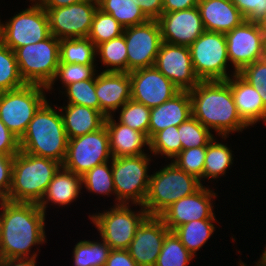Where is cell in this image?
I'll return each mask as SVG.
<instances>
[{
    "mask_svg": "<svg viewBox=\"0 0 266 266\" xmlns=\"http://www.w3.org/2000/svg\"><path fill=\"white\" fill-rule=\"evenodd\" d=\"M95 67V65L59 63L55 77L51 84L47 87V91L53 89L52 85H54L58 78L63 84V87H66L71 83L90 80L95 76V74H97Z\"/></svg>",
    "mask_w": 266,
    "mask_h": 266,
    "instance_id": "obj_43",
    "label": "cell"
},
{
    "mask_svg": "<svg viewBox=\"0 0 266 266\" xmlns=\"http://www.w3.org/2000/svg\"><path fill=\"white\" fill-rule=\"evenodd\" d=\"M96 54L100 55L101 63L107 67L103 72H127V47L124 34L99 44L96 47Z\"/></svg>",
    "mask_w": 266,
    "mask_h": 266,
    "instance_id": "obj_32",
    "label": "cell"
},
{
    "mask_svg": "<svg viewBox=\"0 0 266 266\" xmlns=\"http://www.w3.org/2000/svg\"><path fill=\"white\" fill-rule=\"evenodd\" d=\"M58 110H61L68 139L95 132L105 125L106 116L87 106L67 104Z\"/></svg>",
    "mask_w": 266,
    "mask_h": 266,
    "instance_id": "obj_26",
    "label": "cell"
},
{
    "mask_svg": "<svg viewBox=\"0 0 266 266\" xmlns=\"http://www.w3.org/2000/svg\"><path fill=\"white\" fill-rule=\"evenodd\" d=\"M110 250V246L103 240H81L73 249L74 266H105Z\"/></svg>",
    "mask_w": 266,
    "mask_h": 266,
    "instance_id": "obj_33",
    "label": "cell"
},
{
    "mask_svg": "<svg viewBox=\"0 0 266 266\" xmlns=\"http://www.w3.org/2000/svg\"><path fill=\"white\" fill-rule=\"evenodd\" d=\"M139 7L149 20H157L163 13V0H138Z\"/></svg>",
    "mask_w": 266,
    "mask_h": 266,
    "instance_id": "obj_49",
    "label": "cell"
},
{
    "mask_svg": "<svg viewBox=\"0 0 266 266\" xmlns=\"http://www.w3.org/2000/svg\"><path fill=\"white\" fill-rule=\"evenodd\" d=\"M182 150L192 147L207 146L214 138L209 129L193 116L178 126Z\"/></svg>",
    "mask_w": 266,
    "mask_h": 266,
    "instance_id": "obj_40",
    "label": "cell"
},
{
    "mask_svg": "<svg viewBox=\"0 0 266 266\" xmlns=\"http://www.w3.org/2000/svg\"><path fill=\"white\" fill-rule=\"evenodd\" d=\"M213 190L202 185L196 192L179 199L166 208L159 217L167 228L173 232L178 226L193 220L216 219L213 203L216 196ZM213 205V206H212Z\"/></svg>",
    "mask_w": 266,
    "mask_h": 266,
    "instance_id": "obj_17",
    "label": "cell"
},
{
    "mask_svg": "<svg viewBox=\"0 0 266 266\" xmlns=\"http://www.w3.org/2000/svg\"><path fill=\"white\" fill-rule=\"evenodd\" d=\"M169 232L159 216H147L143 220L127 249L138 266H155L164 238Z\"/></svg>",
    "mask_w": 266,
    "mask_h": 266,
    "instance_id": "obj_19",
    "label": "cell"
},
{
    "mask_svg": "<svg viewBox=\"0 0 266 266\" xmlns=\"http://www.w3.org/2000/svg\"><path fill=\"white\" fill-rule=\"evenodd\" d=\"M202 185L199 179L179 169L171 161L151 174L143 207L148 216H159L171 204L193 194Z\"/></svg>",
    "mask_w": 266,
    "mask_h": 266,
    "instance_id": "obj_5",
    "label": "cell"
},
{
    "mask_svg": "<svg viewBox=\"0 0 266 266\" xmlns=\"http://www.w3.org/2000/svg\"><path fill=\"white\" fill-rule=\"evenodd\" d=\"M96 56V46L88 37L60 40L59 63L94 65Z\"/></svg>",
    "mask_w": 266,
    "mask_h": 266,
    "instance_id": "obj_30",
    "label": "cell"
},
{
    "mask_svg": "<svg viewBox=\"0 0 266 266\" xmlns=\"http://www.w3.org/2000/svg\"><path fill=\"white\" fill-rule=\"evenodd\" d=\"M119 110V123L143 132L149 138V118L151 108L130 99Z\"/></svg>",
    "mask_w": 266,
    "mask_h": 266,
    "instance_id": "obj_38",
    "label": "cell"
},
{
    "mask_svg": "<svg viewBox=\"0 0 266 266\" xmlns=\"http://www.w3.org/2000/svg\"><path fill=\"white\" fill-rule=\"evenodd\" d=\"M19 151V139L0 120V154L15 156Z\"/></svg>",
    "mask_w": 266,
    "mask_h": 266,
    "instance_id": "obj_47",
    "label": "cell"
},
{
    "mask_svg": "<svg viewBox=\"0 0 266 266\" xmlns=\"http://www.w3.org/2000/svg\"><path fill=\"white\" fill-rule=\"evenodd\" d=\"M97 3L98 9L113 16L125 28L149 20L141 11L138 0H97Z\"/></svg>",
    "mask_w": 266,
    "mask_h": 266,
    "instance_id": "obj_29",
    "label": "cell"
},
{
    "mask_svg": "<svg viewBox=\"0 0 266 266\" xmlns=\"http://www.w3.org/2000/svg\"><path fill=\"white\" fill-rule=\"evenodd\" d=\"M49 20L50 34L61 39L88 37L97 0H83L69 6L44 8Z\"/></svg>",
    "mask_w": 266,
    "mask_h": 266,
    "instance_id": "obj_13",
    "label": "cell"
},
{
    "mask_svg": "<svg viewBox=\"0 0 266 266\" xmlns=\"http://www.w3.org/2000/svg\"><path fill=\"white\" fill-rule=\"evenodd\" d=\"M68 140L61 113L51 107L47 100L29 122L19 145L23 152L63 164Z\"/></svg>",
    "mask_w": 266,
    "mask_h": 266,
    "instance_id": "obj_3",
    "label": "cell"
},
{
    "mask_svg": "<svg viewBox=\"0 0 266 266\" xmlns=\"http://www.w3.org/2000/svg\"><path fill=\"white\" fill-rule=\"evenodd\" d=\"M262 60L266 62V39H264L263 42V55H262Z\"/></svg>",
    "mask_w": 266,
    "mask_h": 266,
    "instance_id": "obj_55",
    "label": "cell"
},
{
    "mask_svg": "<svg viewBox=\"0 0 266 266\" xmlns=\"http://www.w3.org/2000/svg\"><path fill=\"white\" fill-rule=\"evenodd\" d=\"M62 166L56 160L19 151L14 156L8 201L39 204L55 173Z\"/></svg>",
    "mask_w": 266,
    "mask_h": 266,
    "instance_id": "obj_4",
    "label": "cell"
},
{
    "mask_svg": "<svg viewBox=\"0 0 266 266\" xmlns=\"http://www.w3.org/2000/svg\"><path fill=\"white\" fill-rule=\"evenodd\" d=\"M44 90L47 92L44 86L25 84L0 92V120L19 140L35 113L47 101Z\"/></svg>",
    "mask_w": 266,
    "mask_h": 266,
    "instance_id": "obj_8",
    "label": "cell"
},
{
    "mask_svg": "<svg viewBox=\"0 0 266 266\" xmlns=\"http://www.w3.org/2000/svg\"><path fill=\"white\" fill-rule=\"evenodd\" d=\"M80 1H83V0H41L39 4L43 8H58V7L69 6L71 4H74Z\"/></svg>",
    "mask_w": 266,
    "mask_h": 266,
    "instance_id": "obj_52",
    "label": "cell"
},
{
    "mask_svg": "<svg viewBox=\"0 0 266 266\" xmlns=\"http://www.w3.org/2000/svg\"><path fill=\"white\" fill-rule=\"evenodd\" d=\"M113 118L112 115L105 119L112 156L118 158L146 154L143 147L147 145L149 148V138L143 132L116 122Z\"/></svg>",
    "mask_w": 266,
    "mask_h": 266,
    "instance_id": "obj_25",
    "label": "cell"
},
{
    "mask_svg": "<svg viewBox=\"0 0 266 266\" xmlns=\"http://www.w3.org/2000/svg\"><path fill=\"white\" fill-rule=\"evenodd\" d=\"M32 1L33 3H39L41 0H30Z\"/></svg>",
    "mask_w": 266,
    "mask_h": 266,
    "instance_id": "obj_56",
    "label": "cell"
},
{
    "mask_svg": "<svg viewBox=\"0 0 266 266\" xmlns=\"http://www.w3.org/2000/svg\"><path fill=\"white\" fill-rule=\"evenodd\" d=\"M189 49L193 70L200 81H224L232 76L226 71L229 58L224 33L205 30Z\"/></svg>",
    "mask_w": 266,
    "mask_h": 266,
    "instance_id": "obj_9",
    "label": "cell"
},
{
    "mask_svg": "<svg viewBox=\"0 0 266 266\" xmlns=\"http://www.w3.org/2000/svg\"><path fill=\"white\" fill-rule=\"evenodd\" d=\"M49 35L48 15L39 3H32L5 24L0 20V42L13 51L45 40Z\"/></svg>",
    "mask_w": 266,
    "mask_h": 266,
    "instance_id": "obj_11",
    "label": "cell"
},
{
    "mask_svg": "<svg viewBox=\"0 0 266 266\" xmlns=\"http://www.w3.org/2000/svg\"><path fill=\"white\" fill-rule=\"evenodd\" d=\"M216 138L207 145L203 178L216 179L225 175L227 169L233 164V154L227 145L216 142Z\"/></svg>",
    "mask_w": 266,
    "mask_h": 266,
    "instance_id": "obj_31",
    "label": "cell"
},
{
    "mask_svg": "<svg viewBox=\"0 0 266 266\" xmlns=\"http://www.w3.org/2000/svg\"><path fill=\"white\" fill-rule=\"evenodd\" d=\"M207 146L192 147L182 150L173 160L179 169L202 181Z\"/></svg>",
    "mask_w": 266,
    "mask_h": 266,
    "instance_id": "obj_42",
    "label": "cell"
},
{
    "mask_svg": "<svg viewBox=\"0 0 266 266\" xmlns=\"http://www.w3.org/2000/svg\"><path fill=\"white\" fill-rule=\"evenodd\" d=\"M246 21L258 22L266 15V0H231Z\"/></svg>",
    "mask_w": 266,
    "mask_h": 266,
    "instance_id": "obj_45",
    "label": "cell"
},
{
    "mask_svg": "<svg viewBox=\"0 0 266 266\" xmlns=\"http://www.w3.org/2000/svg\"><path fill=\"white\" fill-rule=\"evenodd\" d=\"M199 0H163V12H174L197 7Z\"/></svg>",
    "mask_w": 266,
    "mask_h": 266,
    "instance_id": "obj_50",
    "label": "cell"
},
{
    "mask_svg": "<svg viewBox=\"0 0 266 266\" xmlns=\"http://www.w3.org/2000/svg\"><path fill=\"white\" fill-rule=\"evenodd\" d=\"M82 185L90 193L110 195L115 194L112 177V166L109 161L90 169L82 176Z\"/></svg>",
    "mask_w": 266,
    "mask_h": 266,
    "instance_id": "obj_37",
    "label": "cell"
},
{
    "mask_svg": "<svg viewBox=\"0 0 266 266\" xmlns=\"http://www.w3.org/2000/svg\"><path fill=\"white\" fill-rule=\"evenodd\" d=\"M109 135L104 125L99 130L68 140L66 158L62 166L83 176L90 169L111 161Z\"/></svg>",
    "mask_w": 266,
    "mask_h": 266,
    "instance_id": "obj_12",
    "label": "cell"
},
{
    "mask_svg": "<svg viewBox=\"0 0 266 266\" xmlns=\"http://www.w3.org/2000/svg\"><path fill=\"white\" fill-rule=\"evenodd\" d=\"M109 211L89 215L90 221L96 226L101 239L111 249L127 250L133 240L135 231L143 220L148 216L143 205L136 213L129 204L113 205Z\"/></svg>",
    "mask_w": 266,
    "mask_h": 266,
    "instance_id": "obj_10",
    "label": "cell"
},
{
    "mask_svg": "<svg viewBox=\"0 0 266 266\" xmlns=\"http://www.w3.org/2000/svg\"><path fill=\"white\" fill-rule=\"evenodd\" d=\"M216 219L193 220L189 223L178 226L173 232L180 239L186 249L196 256V251H199L209 238L214 234L215 225L213 222Z\"/></svg>",
    "mask_w": 266,
    "mask_h": 266,
    "instance_id": "obj_28",
    "label": "cell"
},
{
    "mask_svg": "<svg viewBox=\"0 0 266 266\" xmlns=\"http://www.w3.org/2000/svg\"><path fill=\"white\" fill-rule=\"evenodd\" d=\"M154 66L181 91H190L200 82L193 70L189 46L162 42Z\"/></svg>",
    "mask_w": 266,
    "mask_h": 266,
    "instance_id": "obj_18",
    "label": "cell"
},
{
    "mask_svg": "<svg viewBox=\"0 0 266 266\" xmlns=\"http://www.w3.org/2000/svg\"><path fill=\"white\" fill-rule=\"evenodd\" d=\"M14 156L0 154V199L8 201L12 184V169Z\"/></svg>",
    "mask_w": 266,
    "mask_h": 266,
    "instance_id": "obj_46",
    "label": "cell"
},
{
    "mask_svg": "<svg viewBox=\"0 0 266 266\" xmlns=\"http://www.w3.org/2000/svg\"><path fill=\"white\" fill-rule=\"evenodd\" d=\"M97 75V76H96ZM95 75V93L99 100V111L112 116L131 99V80L127 72H100Z\"/></svg>",
    "mask_w": 266,
    "mask_h": 266,
    "instance_id": "obj_21",
    "label": "cell"
},
{
    "mask_svg": "<svg viewBox=\"0 0 266 266\" xmlns=\"http://www.w3.org/2000/svg\"><path fill=\"white\" fill-rule=\"evenodd\" d=\"M36 258H0V266H36Z\"/></svg>",
    "mask_w": 266,
    "mask_h": 266,
    "instance_id": "obj_51",
    "label": "cell"
},
{
    "mask_svg": "<svg viewBox=\"0 0 266 266\" xmlns=\"http://www.w3.org/2000/svg\"><path fill=\"white\" fill-rule=\"evenodd\" d=\"M238 74L258 91L266 109V62L262 59L255 61Z\"/></svg>",
    "mask_w": 266,
    "mask_h": 266,
    "instance_id": "obj_44",
    "label": "cell"
},
{
    "mask_svg": "<svg viewBox=\"0 0 266 266\" xmlns=\"http://www.w3.org/2000/svg\"><path fill=\"white\" fill-rule=\"evenodd\" d=\"M193 257L176 234L170 231L164 238L155 266H188Z\"/></svg>",
    "mask_w": 266,
    "mask_h": 266,
    "instance_id": "obj_34",
    "label": "cell"
},
{
    "mask_svg": "<svg viewBox=\"0 0 266 266\" xmlns=\"http://www.w3.org/2000/svg\"><path fill=\"white\" fill-rule=\"evenodd\" d=\"M68 104L87 106L99 111V100L95 93V76L90 80L71 83L64 88Z\"/></svg>",
    "mask_w": 266,
    "mask_h": 266,
    "instance_id": "obj_41",
    "label": "cell"
},
{
    "mask_svg": "<svg viewBox=\"0 0 266 266\" xmlns=\"http://www.w3.org/2000/svg\"><path fill=\"white\" fill-rule=\"evenodd\" d=\"M192 117V102L189 91H180L170 100L151 108L149 140L169 126H179Z\"/></svg>",
    "mask_w": 266,
    "mask_h": 266,
    "instance_id": "obj_22",
    "label": "cell"
},
{
    "mask_svg": "<svg viewBox=\"0 0 266 266\" xmlns=\"http://www.w3.org/2000/svg\"><path fill=\"white\" fill-rule=\"evenodd\" d=\"M192 116L207 129L224 138L232 132H242L249 127L240 117L234 103L229 83L200 81L189 91Z\"/></svg>",
    "mask_w": 266,
    "mask_h": 266,
    "instance_id": "obj_2",
    "label": "cell"
},
{
    "mask_svg": "<svg viewBox=\"0 0 266 266\" xmlns=\"http://www.w3.org/2000/svg\"><path fill=\"white\" fill-rule=\"evenodd\" d=\"M129 75L131 99L149 108L161 105L181 91L155 66L132 71Z\"/></svg>",
    "mask_w": 266,
    "mask_h": 266,
    "instance_id": "obj_16",
    "label": "cell"
},
{
    "mask_svg": "<svg viewBox=\"0 0 266 266\" xmlns=\"http://www.w3.org/2000/svg\"><path fill=\"white\" fill-rule=\"evenodd\" d=\"M123 27L113 16L97 9L88 34V38L97 47L99 44L109 41L124 33Z\"/></svg>",
    "mask_w": 266,
    "mask_h": 266,
    "instance_id": "obj_35",
    "label": "cell"
},
{
    "mask_svg": "<svg viewBox=\"0 0 266 266\" xmlns=\"http://www.w3.org/2000/svg\"><path fill=\"white\" fill-rule=\"evenodd\" d=\"M197 7L206 31L225 34L246 20L231 0H199Z\"/></svg>",
    "mask_w": 266,
    "mask_h": 266,
    "instance_id": "obj_23",
    "label": "cell"
},
{
    "mask_svg": "<svg viewBox=\"0 0 266 266\" xmlns=\"http://www.w3.org/2000/svg\"><path fill=\"white\" fill-rule=\"evenodd\" d=\"M105 266H138L128 250L111 249Z\"/></svg>",
    "mask_w": 266,
    "mask_h": 266,
    "instance_id": "obj_48",
    "label": "cell"
},
{
    "mask_svg": "<svg viewBox=\"0 0 266 266\" xmlns=\"http://www.w3.org/2000/svg\"><path fill=\"white\" fill-rule=\"evenodd\" d=\"M123 34L127 47V73L154 66L163 42L158 21L148 20L126 27Z\"/></svg>",
    "mask_w": 266,
    "mask_h": 266,
    "instance_id": "obj_14",
    "label": "cell"
},
{
    "mask_svg": "<svg viewBox=\"0 0 266 266\" xmlns=\"http://www.w3.org/2000/svg\"><path fill=\"white\" fill-rule=\"evenodd\" d=\"M127 156L111 159L116 205H143L151 175H148L151 156ZM150 156V157H149Z\"/></svg>",
    "mask_w": 266,
    "mask_h": 266,
    "instance_id": "obj_7",
    "label": "cell"
},
{
    "mask_svg": "<svg viewBox=\"0 0 266 266\" xmlns=\"http://www.w3.org/2000/svg\"><path fill=\"white\" fill-rule=\"evenodd\" d=\"M162 41L190 46L204 31L198 7L174 12H163L157 19Z\"/></svg>",
    "mask_w": 266,
    "mask_h": 266,
    "instance_id": "obj_20",
    "label": "cell"
},
{
    "mask_svg": "<svg viewBox=\"0 0 266 266\" xmlns=\"http://www.w3.org/2000/svg\"><path fill=\"white\" fill-rule=\"evenodd\" d=\"M0 211V258L37 257L30 252L32 246L46 242L43 210L35 203L0 199Z\"/></svg>",
    "mask_w": 266,
    "mask_h": 266,
    "instance_id": "obj_1",
    "label": "cell"
},
{
    "mask_svg": "<svg viewBox=\"0 0 266 266\" xmlns=\"http://www.w3.org/2000/svg\"><path fill=\"white\" fill-rule=\"evenodd\" d=\"M231 88L234 103L241 119L248 125L260 122L266 124V109L258 91L238 73L226 80Z\"/></svg>",
    "mask_w": 266,
    "mask_h": 266,
    "instance_id": "obj_24",
    "label": "cell"
},
{
    "mask_svg": "<svg viewBox=\"0 0 266 266\" xmlns=\"http://www.w3.org/2000/svg\"><path fill=\"white\" fill-rule=\"evenodd\" d=\"M25 84L14 51L0 42V92L14 90Z\"/></svg>",
    "mask_w": 266,
    "mask_h": 266,
    "instance_id": "obj_36",
    "label": "cell"
},
{
    "mask_svg": "<svg viewBox=\"0 0 266 266\" xmlns=\"http://www.w3.org/2000/svg\"><path fill=\"white\" fill-rule=\"evenodd\" d=\"M257 265L255 266H266V263L260 258L258 262H256ZM240 266H246V264H244V262H240L239 263Z\"/></svg>",
    "mask_w": 266,
    "mask_h": 266,
    "instance_id": "obj_54",
    "label": "cell"
},
{
    "mask_svg": "<svg viewBox=\"0 0 266 266\" xmlns=\"http://www.w3.org/2000/svg\"><path fill=\"white\" fill-rule=\"evenodd\" d=\"M225 37L229 62L234 67L233 75L262 59L264 39L257 22L245 20L240 26L225 33Z\"/></svg>",
    "mask_w": 266,
    "mask_h": 266,
    "instance_id": "obj_15",
    "label": "cell"
},
{
    "mask_svg": "<svg viewBox=\"0 0 266 266\" xmlns=\"http://www.w3.org/2000/svg\"><path fill=\"white\" fill-rule=\"evenodd\" d=\"M59 49L60 40L51 34L38 43L16 48L14 53L24 82L47 88L59 66Z\"/></svg>",
    "mask_w": 266,
    "mask_h": 266,
    "instance_id": "obj_6",
    "label": "cell"
},
{
    "mask_svg": "<svg viewBox=\"0 0 266 266\" xmlns=\"http://www.w3.org/2000/svg\"><path fill=\"white\" fill-rule=\"evenodd\" d=\"M82 189V176L76 175L63 166L55 173L38 206L46 213L50 202L58 206L71 204L79 197Z\"/></svg>",
    "mask_w": 266,
    "mask_h": 266,
    "instance_id": "obj_27",
    "label": "cell"
},
{
    "mask_svg": "<svg viewBox=\"0 0 266 266\" xmlns=\"http://www.w3.org/2000/svg\"><path fill=\"white\" fill-rule=\"evenodd\" d=\"M149 150L152 155H165L168 159L176 157L182 151L178 127L169 126L157 132L150 140Z\"/></svg>",
    "mask_w": 266,
    "mask_h": 266,
    "instance_id": "obj_39",
    "label": "cell"
},
{
    "mask_svg": "<svg viewBox=\"0 0 266 266\" xmlns=\"http://www.w3.org/2000/svg\"><path fill=\"white\" fill-rule=\"evenodd\" d=\"M257 23L260 27L261 33L263 35V39H266V15L261 20H259Z\"/></svg>",
    "mask_w": 266,
    "mask_h": 266,
    "instance_id": "obj_53",
    "label": "cell"
}]
</instances>
